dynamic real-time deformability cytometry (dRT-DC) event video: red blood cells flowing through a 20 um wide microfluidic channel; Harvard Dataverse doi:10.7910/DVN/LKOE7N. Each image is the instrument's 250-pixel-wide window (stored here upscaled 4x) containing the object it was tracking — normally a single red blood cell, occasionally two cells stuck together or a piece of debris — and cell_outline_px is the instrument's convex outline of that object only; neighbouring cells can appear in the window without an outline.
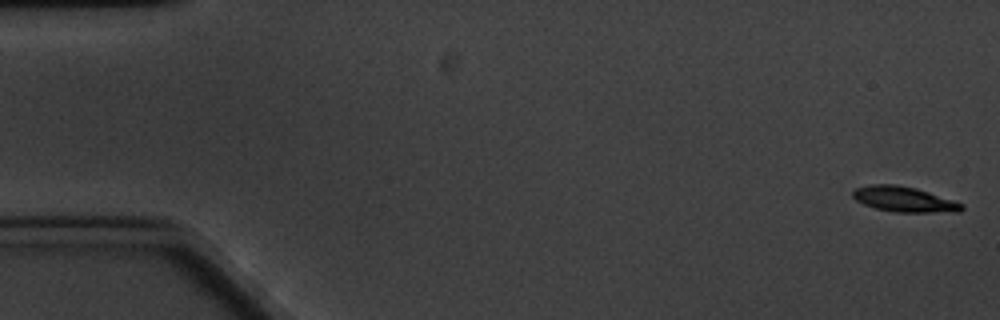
{"species": "common noctule bat (a hibernating species)", "species_latin": "Nyctalus noctula", "temperature_condition": "cold", "stored_images_in_passage": 6, "camera_frame_rate_fps": 3000, "um_per_image_px": 0.085, "animal": {"sex": "male", "body_mass_g": 20.1, "forearm_length_mm": 53.5}, "frame": {"image": 1, "passage_image": 1, "time_ms": 0.0, "image_size_px": [1000, 320], "cell_outline_px": [[964, 208], [960, 212], [896, 212], [876, 208], [864, 204], [856, 200], [852, 196], [852, 192], [856, 188], [872, 184], [896, 184], [916, 188], [964, 204]], "centroid_in_image_um": [76.85, 16.94], "position_along_channel_um": 8.1, "area_um2": 15.95}}
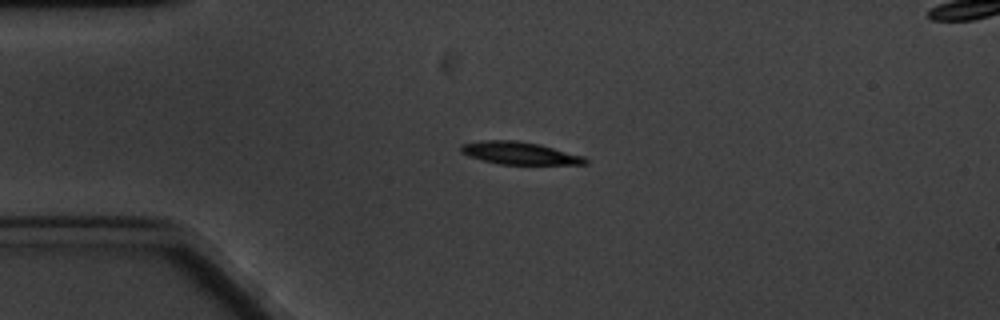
{"frame": {"image": 2, "passage_image": 4, "time_ms": 4.333, "image_size_px": [1000, 320], "cell_outline_px": [[588, 164], [500, 164], [484, 160], [460, 152], [460, 144], [480, 140], [516, 140], [540, 144], [584, 156], [588, 160]], "centroid_in_image_um": [44.17, 13.0], "position_along_channel_um": 40.8, "area_um2": 16.24}}